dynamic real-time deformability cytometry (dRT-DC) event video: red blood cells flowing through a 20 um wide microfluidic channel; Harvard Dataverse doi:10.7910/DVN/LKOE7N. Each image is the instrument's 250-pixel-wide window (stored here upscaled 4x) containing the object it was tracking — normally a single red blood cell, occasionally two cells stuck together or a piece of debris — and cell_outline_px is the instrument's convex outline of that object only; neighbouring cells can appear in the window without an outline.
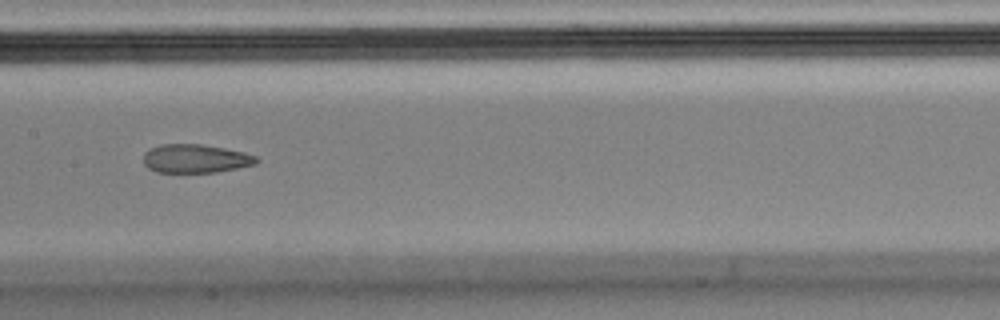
{"species": "Egyptian fruit bat (a non-hibernating species)", "species_latin": "Rousettus aegyptiacus", "temperature_condition": "cold", "stored_images_in_passage": 9, "camera_frame_rate_fps": 3000, "um_per_image_px": 0.085, "animal": {"sex": "male"}, "frame": {"image": 1, "passage_image": 6, "time_ms": 1.667, "image_size_px": [1000, 320], "cell_outline_px": [[260, 160], [256, 164], [216, 172], [156, 172], [148, 168], [144, 164], [144, 152], [160, 144], [200, 144], [224, 148], [244, 152], [256, 156]], "centroid_in_image_um": [16.62, 13.48], "position_along_channel_um": 190.8, "area_um2": 18.79}}
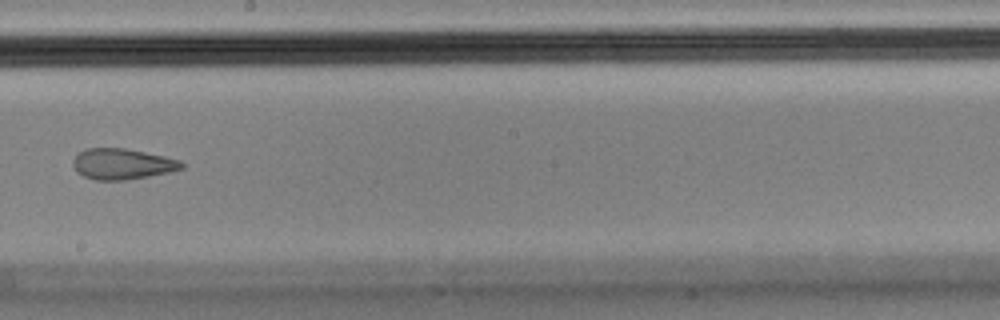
{"frame": {"image": 2, "passage_image": 7, "time_ms": 2.0, "image_size_px": [1000, 320], "cell_outline_px": [[184, 168], [168, 172], [148, 176], [124, 180], [96, 180], [84, 176], [76, 172], [72, 164], [72, 160], [80, 152], [88, 148], [124, 148], [164, 156], [180, 160], [184, 164]], "centroid_in_image_um": [10.38, 13.94], "position_along_channel_um": 237.8, "area_um2": 19.36}}